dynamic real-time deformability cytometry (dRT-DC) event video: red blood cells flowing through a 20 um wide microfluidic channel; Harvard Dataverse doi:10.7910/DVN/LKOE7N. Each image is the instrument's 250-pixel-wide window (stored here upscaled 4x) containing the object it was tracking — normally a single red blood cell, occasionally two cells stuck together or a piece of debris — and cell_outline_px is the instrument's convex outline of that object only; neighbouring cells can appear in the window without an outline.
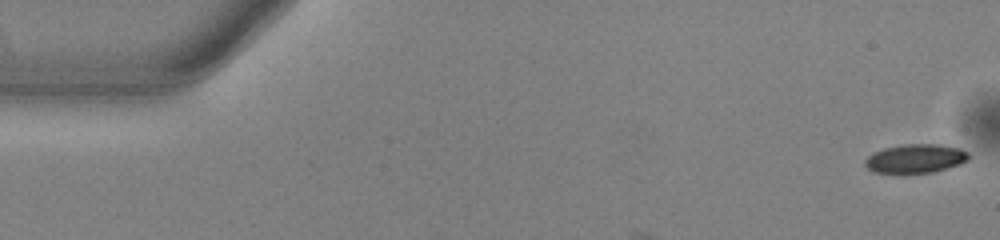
{"species": "common noctule bat (a hibernating species)", "species_latin": "Nyctalus noctula", "temperature_condition": "warm", "stored_images_in_passage": 7, "camera_frame_rate_fps": 3000, "um_per_image_px": 0.085, "animal": {"sex": "male", "body_mass_g": 13.0, "forearm_length_mm": 53.1}, "frame": {"image": 1, "passage_image": 1, "time_ms": 0.0, "image_size_px": [1000, 240], "cell_outline_px": [[968, 160], [960, 164], [932, 172], [904, 176], [872, 172], [864, 164], [864, 160], [872, 152], [884, 148], [904, 144], [940, 144], [960, 148], [968, 152]], "centroid_in_image_um": [77.75, 13.52], "position_along_channel_um": 7.2, "area_um2": 18.15}}